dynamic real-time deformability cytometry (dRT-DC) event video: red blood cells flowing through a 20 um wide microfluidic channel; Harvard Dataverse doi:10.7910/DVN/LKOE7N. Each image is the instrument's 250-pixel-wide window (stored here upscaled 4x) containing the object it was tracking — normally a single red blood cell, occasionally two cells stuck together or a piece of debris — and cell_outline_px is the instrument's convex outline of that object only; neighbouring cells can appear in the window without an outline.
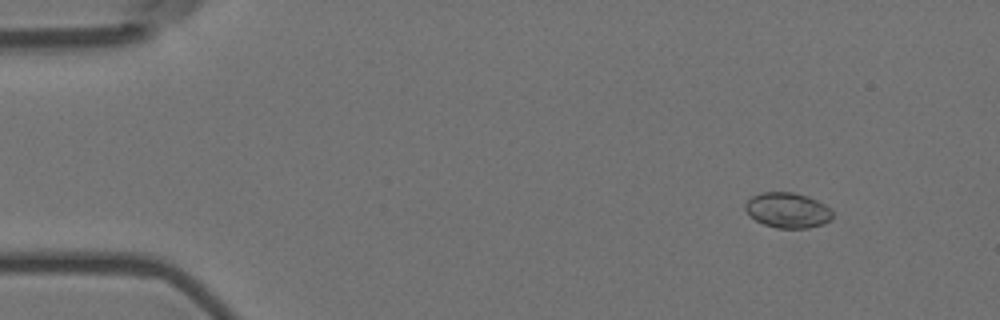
{"species": "Egyptian fruit bat (a non-hibernating species)", "species_latin": "Rousettus aegyptiacus", "temperature_condition": "room temperature", "stored_images_in_passage": 5, "camera_frame_rate_fps": 3000, "um_per_image_px": 0.085, "animal": {"sex": "female"}, "frame": {"image": 1, "passage_image": 2, "time_ms": 0.333, "image_size_px": [1000, 320], "cell_outline_px": [[832, 216], [824, 224], [808, 228], [776, 228], [764, 224], [756, 220], [744, 208], [744, 204], [752, 196], [760, 192], [792, 192], [808, 196], [832, 208]], "centroid_in_image_um": [66.95, 17.86], "position_along_channel_um": 18.0, "area_um2": 17.92}}
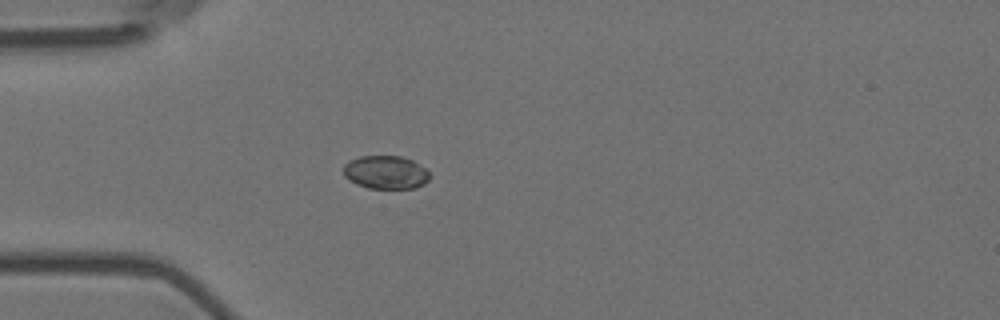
{"frame": {"image": 2, "passage_image": 5, "time_ms": 1.333, "image_size_px": [1000, 320], "cell_outline_px": [[428, 180], [424, 184], [416, 188], [368, 188], [356, 184], [348, 180], [344, 176], [344, 164], [348, 160], [360, 156], [400, 156], [412, 160], [420, 164], [428, 172]], "centroid_in_image_um": [32.75, 14.64], "position_along_channel_um": 52.2, "area_um2": 16.76}}